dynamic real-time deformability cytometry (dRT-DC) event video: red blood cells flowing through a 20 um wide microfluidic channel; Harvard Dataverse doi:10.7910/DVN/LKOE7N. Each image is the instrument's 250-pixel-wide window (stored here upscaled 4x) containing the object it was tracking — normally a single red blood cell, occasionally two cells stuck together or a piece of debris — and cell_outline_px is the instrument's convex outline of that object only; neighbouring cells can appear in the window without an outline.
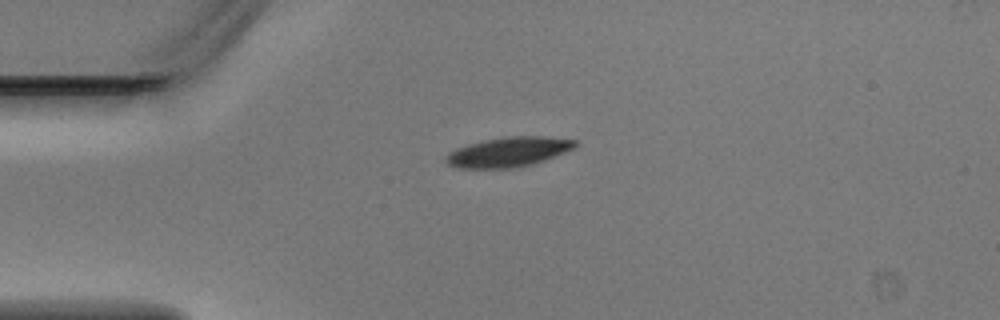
{"species": "Egyptian fruit bat (a non-hibernating species)", "species_latin": "Rousettus aegyptiacus", "temperature_condition": "warm", "stored_images_in_passage": 5, "camera_frame_rate_fps": 3000, "um_per_image_px": 0.085, "animal": {"sex": "male"}, "frame": {"image": 1, "passage_image": 3, "time_ms": 0.667, "image_size_px": [1000, 320], "cell_outline_px": [[576, 148], [544, 160], [532, 164], [512, 168], [460, 168], [448, 164], [444, 160], [444, 156], [448, 152], [456, 148], [468, 144], [484, 140], [504, 136], [540, 136], [576, 140]], "centroid_in_image_um": [43.19, 12.91], "position_along_channel_um": 41.8, "area_um2": 22.43}}
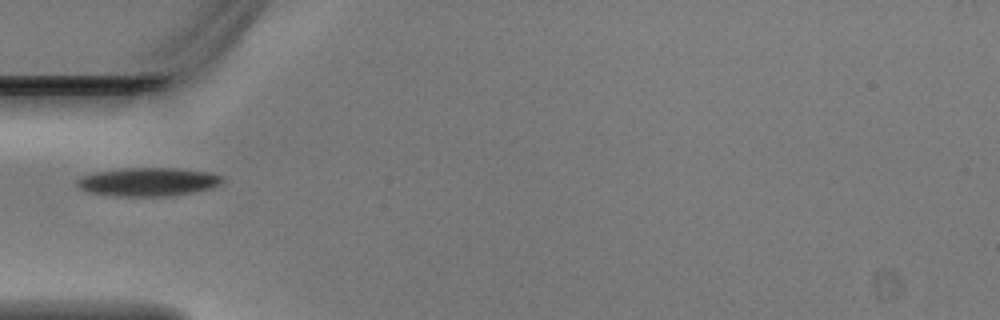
{"frame": {"image": 2, "passage_image": 4, "time_ms": 1.0, "image_size_px": [1000, 320], "cell_outline_px": [[224, 180], [208, 188], [168, 196], [124, 196], [92, 192], [80, 188], [76, 184], [76, 180], [84, 176], [96, 172], [124, 168], [176, 168], [208, 172], [224, 176]], "centroid_in_image_um": [12.58, 15.44], "position_along_channel_um": 72.4, "area_um2": 23.47}}
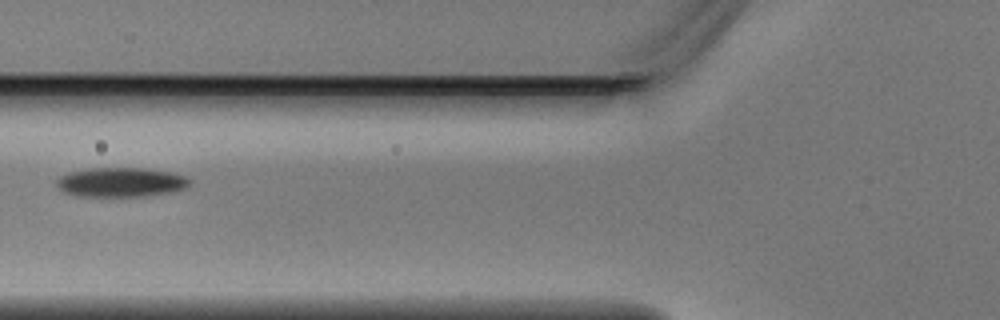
{"frame": {"image": 3, "passage_image": 5, "time_ms": 1.333, "image_size_px": [1000, 320], "cell_outline_px": [[192, 180], [184, 188], [172, 192], [144, 196], [76, 196], [64, 192], [56, 184], [56, 180], [60, 176], [72, 172], [92, 168], [144, 168], [168, 172], [184, 176]], "centroid_in_image_um": [10.27, 15.49], "position_along_channel_um": 115.5, "area_um2": 22.54}}